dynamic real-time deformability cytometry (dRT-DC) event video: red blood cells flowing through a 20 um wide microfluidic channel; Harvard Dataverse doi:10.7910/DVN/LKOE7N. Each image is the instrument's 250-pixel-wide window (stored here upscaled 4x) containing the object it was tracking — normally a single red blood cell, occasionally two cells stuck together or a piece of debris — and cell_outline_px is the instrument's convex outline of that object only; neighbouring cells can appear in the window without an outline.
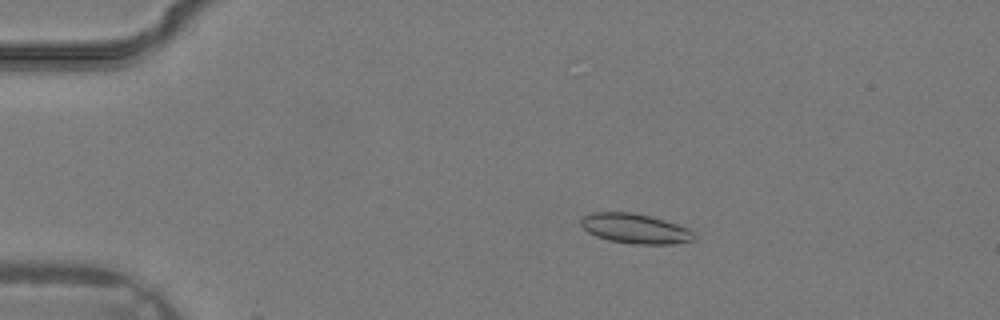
{"species": "common noctule bat (a hibernating species)", "species_latin": "Nyctalus noctula", "temperature_condition": "warm", "stored_images_in_passage": 35, "camera_frame_rate_fps": 3000, "um_per_image_px": 0.085, "animal": {"sex": "male", "body_mass_g": 19.2, "forearm_length_mm": 51.8}, "frame": {"image": 1, "passage_image": 6, "time_ms": 1.667, "image_size_px": [1000, 320], "cell_outline_px": [[692, 240], [672, 244], [632, 244], [608, 240], [596, 236], [588, 232], [580, 224], [580, 216], [592, 212], [632, 212], [652, 216], [688, 228], [692, 232]], "centroid_in_image_um": [53.91, 19.41], "position_along_channel_um": 31.1, "area_um2": 19.65}}
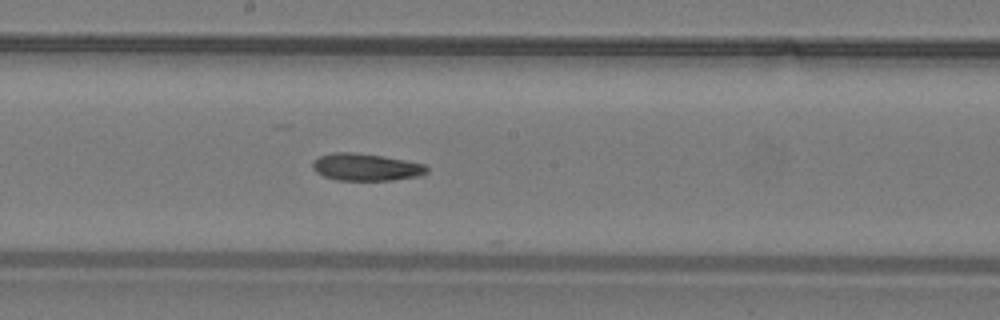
{"frame": {"image": 2, "passage_image": 19, "time_ms": 6.0, "image_size_px": [1000, 320], "cell_outline_px": [[428, 172], [424, 176], [392, 180], [336, 180], [324, 176], [316, 172], [312, 168], [312, 164], [320, 156], [332, 152], [352, 152], [384, 156], [424, 164], [428, 168]], "centroid_in_image_um": [31.14, 14.21], "position_along_channel_um": 217.1, "area_um2": 18.21}}
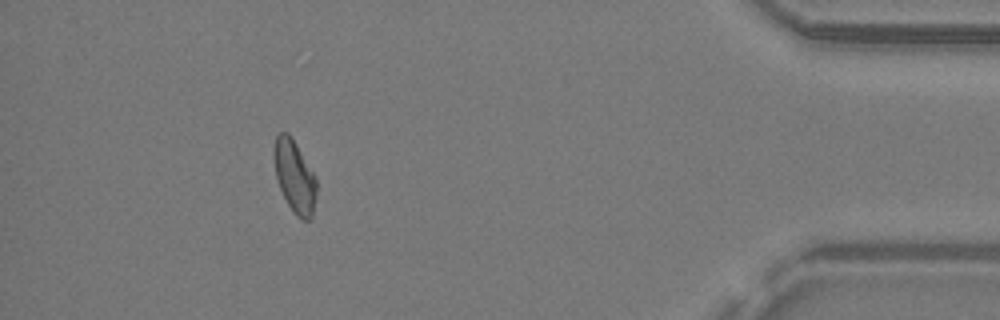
{"frame": {"image": 3, "passage_image": 32, "time_ms": 10.333, "image_size_px": [1000, 320], "cell_outline_px": [[316, 192], [312, 216], [308, 220], [300, 220], [296, 216], [288, 204], [276, 180], [276, 136], [280, 132], [288, 132], [292, 136], [316, 176]], "centroid_in_image_um": [25.08, 15.02], "position_along_channel_um": 410.1, "area_um2": 17.57}}